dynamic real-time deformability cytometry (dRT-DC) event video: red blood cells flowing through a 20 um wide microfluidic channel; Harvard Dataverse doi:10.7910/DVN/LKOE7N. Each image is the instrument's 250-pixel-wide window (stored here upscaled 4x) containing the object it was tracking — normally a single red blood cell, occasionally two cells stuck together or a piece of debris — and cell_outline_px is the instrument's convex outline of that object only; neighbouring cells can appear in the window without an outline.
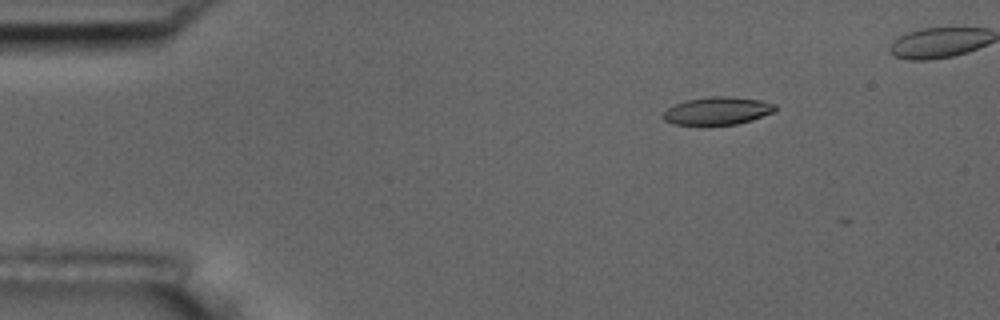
{"species": "common noctule bat (a hibernating species)", "species_latin": "Nyctalus noctula", "temperature_condition": "room temperature", "stored_images_in_passage": 4, "camera_frame_rate_fps": 3000, "um_per_image_px": 0.085, "animal": {"sex": "male", "body_mass_g": 17.5, "forearm_length_mm": 52.3}, "frame": {"image": 1, "passage_image": 2, "time_ms": 1.333, "image_size_px": [1000, 320], "cell_outline_px": [[776, 112], [752, 120], [736, 124], [700, 128], [672, 124], [664, 120], [660, 116], [668, 108], [676, 104], [688, 100], [708, 96], [728, 96], [760, 100], [776, 104]], "centroid_in_image_um": [60.95, 9.47], "position_along_channel_um": 24.1, "area_um2": 19.02}}